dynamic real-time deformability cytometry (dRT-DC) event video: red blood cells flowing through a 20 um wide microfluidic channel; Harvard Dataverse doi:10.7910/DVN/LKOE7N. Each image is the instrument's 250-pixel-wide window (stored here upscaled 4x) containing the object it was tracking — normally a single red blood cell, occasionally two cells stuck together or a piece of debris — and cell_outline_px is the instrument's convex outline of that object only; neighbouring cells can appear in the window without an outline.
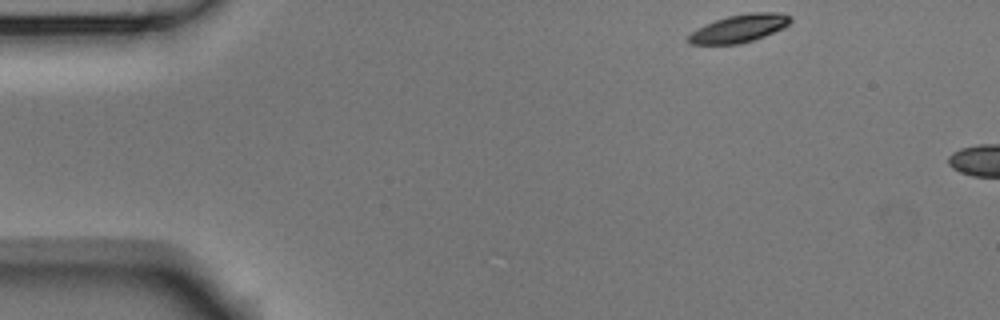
{"species": "Egyptian fruit bat (a non-hibernating species)", "species_latin": "Rousettus aegyptiacus", "temperature_condition": "room temperature", "stored_images_in_passage": 2, "camera_frame_rate_fps": 3000, "um_per_image_px": 0.085, "animal": {"sex": "male"}, "frame": {"image": 1, "passage_image": 1, "time_ms": 0.0, "image_size_px": [1000, 320], "cell_outline_px": [[792, 20], [784, 28], [764, 36], [740, 44], [692, 44], [688, 40], [688, 36], [696, 28], [716, 20], [728, 16], [748, 12], [784, 12], [792, 16]], "centroid_in_image_um": [62.89, 2.39], "position_along_channel_um": 22.1, "area_um2": 16.59}}